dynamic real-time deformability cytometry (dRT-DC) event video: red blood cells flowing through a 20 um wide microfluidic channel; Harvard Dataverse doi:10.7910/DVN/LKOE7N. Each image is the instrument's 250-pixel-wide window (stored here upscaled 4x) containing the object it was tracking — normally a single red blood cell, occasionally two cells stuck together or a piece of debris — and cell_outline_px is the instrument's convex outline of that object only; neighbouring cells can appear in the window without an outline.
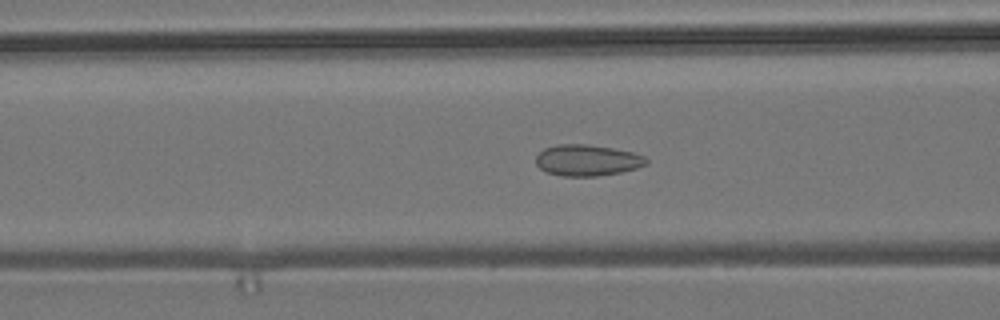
{"species": "common noctule bat (a hibernating species)", "species_latin": "Nyctalus noctula", "temperature_condition": "room temperature", "stored_images_in_passage": 50, "camera_frame_rate_fps": 3000, "um_per_image_px": 0.085, "animal": {"sex": "male", "body_mass_g": 19.2, "forearm_length_mm": 51.8}, "frame": {"image": 1, "passage_image": 21, "time_ms": 6.667, "image_size_px": [1000, 320], "cell_outline_px": [[648, 164], [636, 168], [620, 172], [596, 176], [564, 176], [548, 172], [540, 168], [536, 164], [536, 156], [544, 148], [556, 144], [584, 144], [612, 148], [632, 152], [644, 156], [648, 160]], "centroid_in_image_um": [49.91, 13.62], "position_along_channel_um": 116.7, "area_um2": 19.94}}
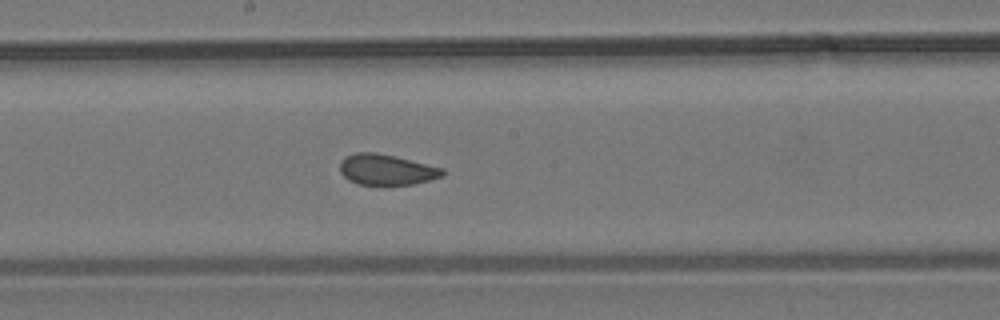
{"frame": {"image": 2, "passage_image": 29, "time_ms": 9.333, "image_size_px": [1000, 320], "cell_outline_px": [[444, 176], [412, 184], [360, 184], [348, 180], [340, 172], [340, 160], [344, 156], [356, 152], [376, 152], [396, 156], [444, 168]], "centroid_in_image_um": [32.83, 14.39], "position_along_channel_um": 215.4, "area_um2": 18.38}}
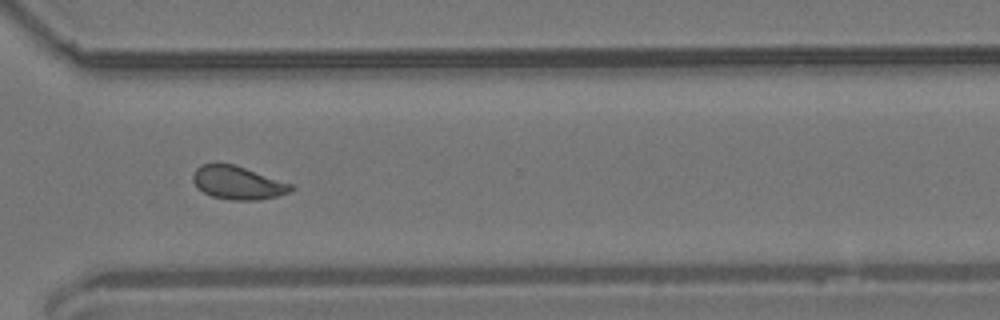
{"frame": {"image": 3, "passage_image": 40, "time_ms": 13.0, "image_size_px": [1000, 320], "cell_outline_px": [[296, 188], [288, 192], [276, 196], [256, 200], [232, 200], [212, 196], [204, 192], [192, 180], [192, 176], [196, 168], [200, 164], [236, 164], [292, 184]], "centroid_in_image_um": [20.22, 15.52], "position_along_channel_um": 350.4, "area_um2": 18.84}, "authors_computed_cell_mechanics": {"area_um2": 18.9295, "velocity_mm_per_s": 3.6912, "shape_relaxation_time_tau1_ms": null, "shape_relaxation_time_tau2_ms": 0.7455, "deformation_change_tau1": null, "deformation_change_tau2": 0.049}}